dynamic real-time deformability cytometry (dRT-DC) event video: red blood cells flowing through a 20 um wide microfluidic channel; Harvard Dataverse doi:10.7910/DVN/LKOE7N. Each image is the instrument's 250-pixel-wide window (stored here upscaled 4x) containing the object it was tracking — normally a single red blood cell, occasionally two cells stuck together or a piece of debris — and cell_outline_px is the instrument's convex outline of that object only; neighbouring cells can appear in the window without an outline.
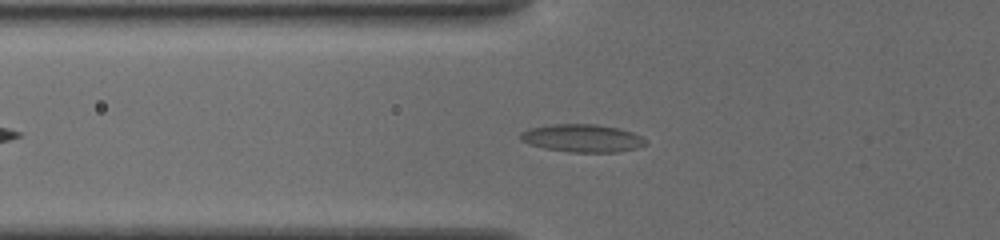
{"species": "common noctule bat (a hibernating species)", "species_latin": "Nyctalus noctula", "temperature_condition": "cold", "stored_images_in_passage": 9, "camera_frame_rate_fps": 3000, "um_per_image_px": 0.085, "animal": {"sex": "female", "body_mass_g": 19.5, "forearm_length_mm": 54.1}, "frame": {"image": 1, "passage_image": 2, "time_ms": 0.333, "image_size_px": [1000, 240], "cell_outline_px": [[648, 144], [636, 148], [616, 152], [568, 152], [544, 148], [528, 144], [520, 140], [520, 132], [528, 128], [552, 124], [596, 124], [616, 128], [632, 132], [648, 140]], "centroid_in_image_um": [49.47, 11.75], "position_along_channel_um": 76.3, "area_um2": 20.4}}
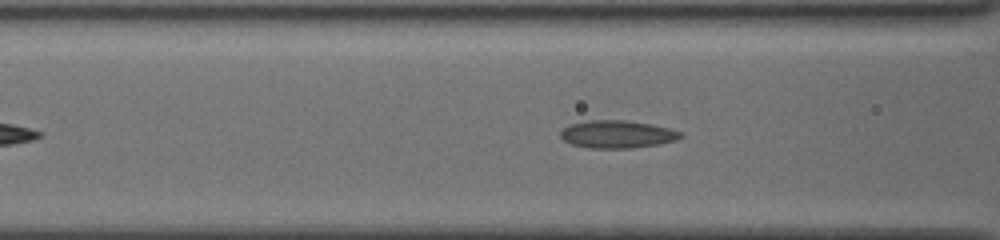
{"frame": {"image": 2, "passage_image": 6, "time_ms": 1.333, "image_size_px": [1000, 240], "cell_outline_px": [[684, 136], [676, 140], [660, 144], [632, 148], [592, 148], [572, 144], [564, 140], [560, 136], [560, 132], [568, 124], [588, 120], [624, 120], [652, 124], [668, 128], [680, 132]], "centroid_in_image_um": [52.46, 11.41], "position_along_channel_um": 114.1, "area_um2": 19.36}}
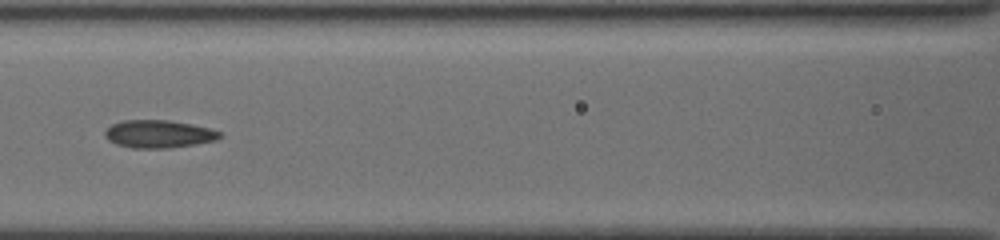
{"frame": {"image": 3, "passage_image": 8, "time_ms": 2.333, "image_size_px": [1000, 240], "cell_outline_px": [[224, 136], [216, 140], [196, 144], [168, 148], [132, 148], [116, 144], [108, 140], [104, 136], [104, 132], [112, 124], [124, 120], [168, 120], [192, 124], [208, 128], [220, 132]], "centroid_in_image_um": [13.49, 11.39], "position_along_channel_um": 153.1, "area_um2": 18.61}}